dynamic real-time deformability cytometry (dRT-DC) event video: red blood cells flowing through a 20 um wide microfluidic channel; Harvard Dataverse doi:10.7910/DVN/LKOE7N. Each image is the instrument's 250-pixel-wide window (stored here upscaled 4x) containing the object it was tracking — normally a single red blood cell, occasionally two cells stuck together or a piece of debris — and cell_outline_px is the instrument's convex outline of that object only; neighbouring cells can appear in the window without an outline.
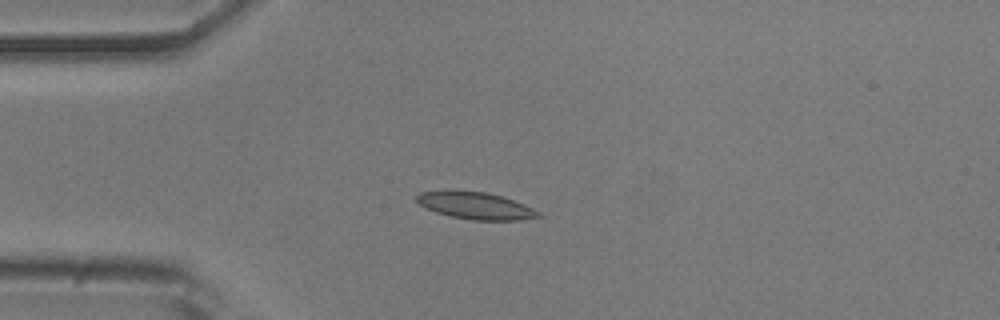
{"species": "common noctule bat (a hibernating species)", "species_latin": "Nyctalus noctula", "temperature_condition": "room temperature", "stored_images_in_passage": 5, "camera_frame_rate_fps": 3000, "um_per_image_px": 0.085, "animal": {"sex": "male", "body_mass_g": 20.5, "forearm_length_mm": 52.5}, "frame": {"image": 1, "passage_image": 5, "time_ms": 4.333, "image_size_px": [1000, 320], "cell_outline_px": [[540, 216], [520, 220], [472, 220], [452, 216], [436, 212], [424, 208], [416, 200], [416, 196], [420, 192], [484, 192], [500, 196], [524, 204], [540, 212]], "centroid_in_image_um": [40.44, 17.51], "position_along_channel_um": 44.6, "area_um2": 18.5}}